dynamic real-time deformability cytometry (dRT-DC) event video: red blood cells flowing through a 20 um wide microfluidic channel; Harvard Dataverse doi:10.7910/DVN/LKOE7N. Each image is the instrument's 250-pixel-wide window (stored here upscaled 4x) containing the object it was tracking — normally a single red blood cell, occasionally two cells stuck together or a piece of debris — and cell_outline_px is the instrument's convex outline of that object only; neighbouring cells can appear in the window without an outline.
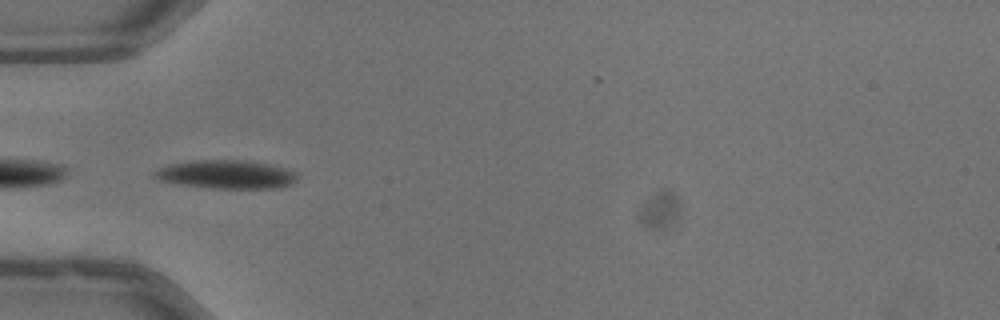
{"species": "common noctule bat (a hibernating species)", "species_latin": "Nyctalus noctula", "temperature_condition": "warm", "stored_images_in_passage": 16, "camera_frame_rate_fps": 3000, "um_per_image_px": 0.085, "animal": {"sex": "male", "body_mass_g": 13.3}, "frame": {"image": 1, "passage_image": 1, "time_ms": 0.0, "image_size_px": [1000, 320], "cell_outline_px": [[296, 180], [292, 184], [276, 188], [212, 188], [180, 184], [160, 180], [152, 176], [152, 172], [168, 164], [192, 160], [244, 160], [268, 164], [284, 168], [296, 172]], "centroid_in_image_um": [19.21, 14.82], "position_along_channel_um": 65.8, "area_um2": 23.64}}
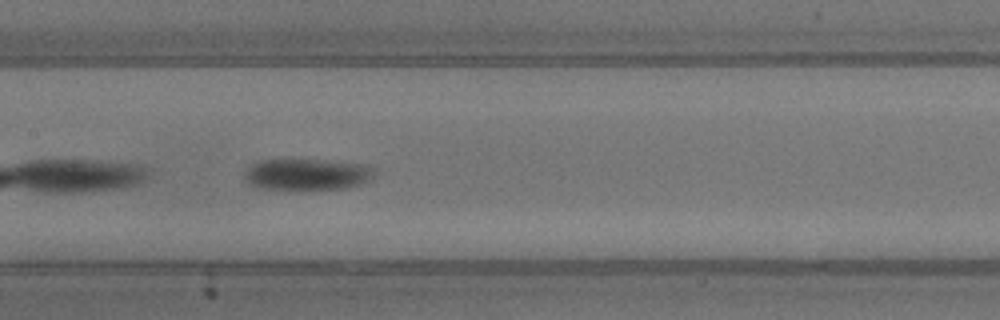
{"frame": {"image": 2, "passage_image": 10, "time_ms": 3.0, "image_size_px": [1000, 320], "cell_outline_px": [[376, 172], [368, 180], [360, 184], [344, 188], [260, 188], [248, 184], [244, 180], [244, 172], [252, 164], [260, 160], [316, 160], [364, 164], [376, 168]], "centroid_in_image_um": [26.08, 14.81], "position_along_channel_um": 181.3, "area_um2": 23.29}}
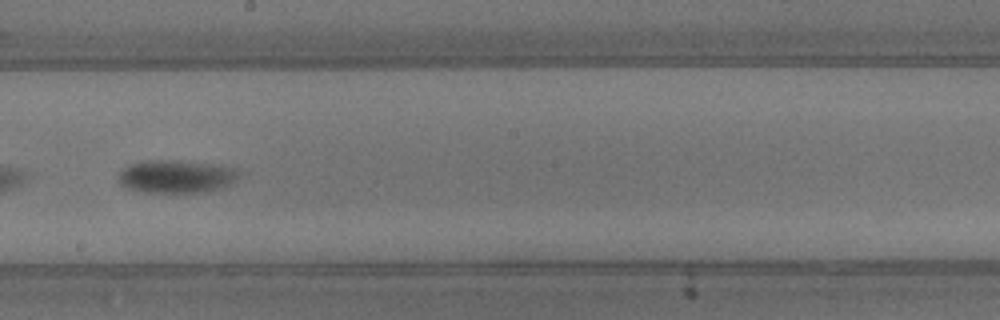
{"frame": {"image": 3, "passage_image": 14, "time_ms": 4.333, "image_size_px": [1000, 320], "cell_outline_px": [[240, 176], [232, 184], [208, 192], [144, 192], [128, 188], [120, 184], [120, 172], [128, 164], [148, 160], [172, 160], [220, 164], [236, 168], [240, 172]], "centroid_in_image_um": [15.05, 14.99], "position_along_channel_um": 233.1, "area_um2": 23.35}}